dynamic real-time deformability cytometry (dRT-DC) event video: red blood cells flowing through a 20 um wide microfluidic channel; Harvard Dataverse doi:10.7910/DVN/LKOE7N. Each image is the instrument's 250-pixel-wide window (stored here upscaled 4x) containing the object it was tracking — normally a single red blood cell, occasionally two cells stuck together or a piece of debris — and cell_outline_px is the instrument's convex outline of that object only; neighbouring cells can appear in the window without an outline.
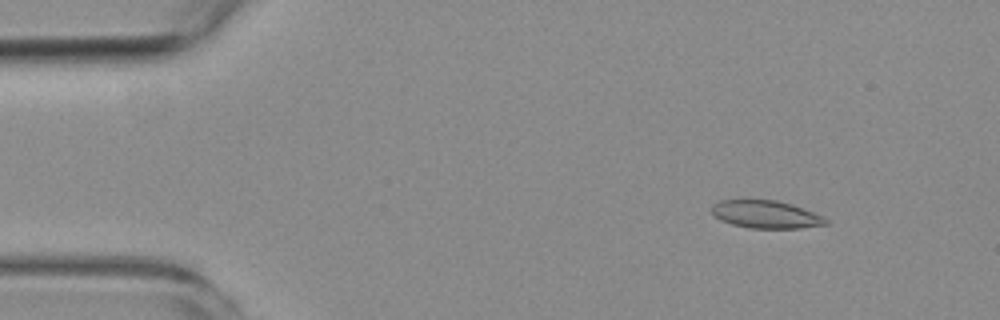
{"species": "common noctule bat (a hibernating species)", "species_latin": "Nyctalus noctula", "temperature_condition": "room temperature", "stored_images_in_passage": 5, "camera_frame_rate_fps": 3000, "um_per_image_px": 0.085, "animal": {"sex": "female", "body_mass_g": 19.3, "forearm_length_mm": 54.1}, "frame": {"image": 1, "passage_image": 1, "time_ms": 0.0, "image_size_px": [1000, 320], "cell_outline_px": [[828, 224], [800, 228], [748, 228], [732, 224], [720, 220], [712, 216], [712, 204], [720, 200], [776, 200], [792, 204], [804, 208], [824, 216], [828, 220]], "centroid_in_image_um": [65.1, 18.22], "position_along_channel_um": 19.9, "area_um2": 18.61}}
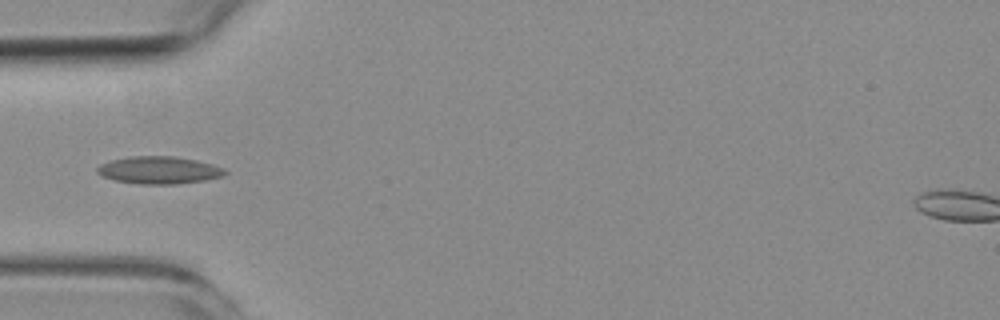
{"frame": {"image": 2, "passage_image": 4, "time_ms": 3.667, "image_size_px": [1000, 320], "cell_outline_px": [[228, 172], [224, 176], [204, 180], [176, 184], [140, 184], [112, 180], [96, 172], [96, 168], [100, 164], [112, 160], [128, 156], [172, 156], [196, 160], [212, 164], [224, 168]], "centroid_in_image_um": [13.51, 14.46], "position_along_channel_um": 71.5, "area_um2": 20.46}}
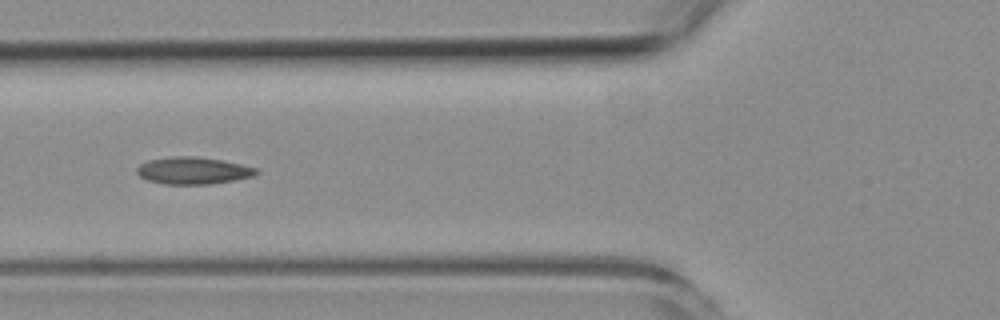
{"frame": {"image": 3, "passage_image": 5, "time_ms": 4.667, "image_size_px": [1000, 320], "cell_outline_px": [[260, 172], [256, 176], [236, 180], [212, 184], [164, 184], [148, 180], [140, 176], [136, 172], [136, 168], [140, 164], [148, 160], [172, 156], [196, 156], [220, 160], [260, 168]], "centroid_in_image_um": [16.46, 14.5], "position_along_channel_um": 109.3, "area_um2": 19.07}}